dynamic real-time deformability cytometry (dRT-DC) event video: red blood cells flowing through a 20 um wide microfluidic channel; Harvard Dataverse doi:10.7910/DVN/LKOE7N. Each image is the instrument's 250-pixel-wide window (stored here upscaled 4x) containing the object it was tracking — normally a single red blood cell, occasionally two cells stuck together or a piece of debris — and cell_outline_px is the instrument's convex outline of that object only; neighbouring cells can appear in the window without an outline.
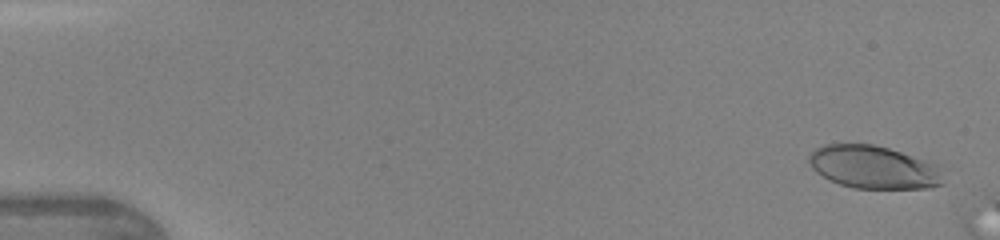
{"species": "human", "species_latin": "Homo sapiens", "temperature_condition": "warm", "stored_images_in_passage": 4, "camera_frame_rate_fps": 3000, "um_per_image_px": 0.085, "donor": {"sex": "female"}, "frame": {"image": 1, "passage_image": 2, "time_ms": 0.333, "image_size_px": [1000, 240], "cell_outline_px": [[944, 184], [928, 188], [856, 188], [840, 184], [816, 172], [812, 168], [808, 160], [808, 156], [816, 148], [824, 144], [872, 144], [888, 148], [936, 164]], "centroid_in_image_um": [74.23, 14.21], "position_along_channel_um": 10.8, "area_um2": 33.12}}